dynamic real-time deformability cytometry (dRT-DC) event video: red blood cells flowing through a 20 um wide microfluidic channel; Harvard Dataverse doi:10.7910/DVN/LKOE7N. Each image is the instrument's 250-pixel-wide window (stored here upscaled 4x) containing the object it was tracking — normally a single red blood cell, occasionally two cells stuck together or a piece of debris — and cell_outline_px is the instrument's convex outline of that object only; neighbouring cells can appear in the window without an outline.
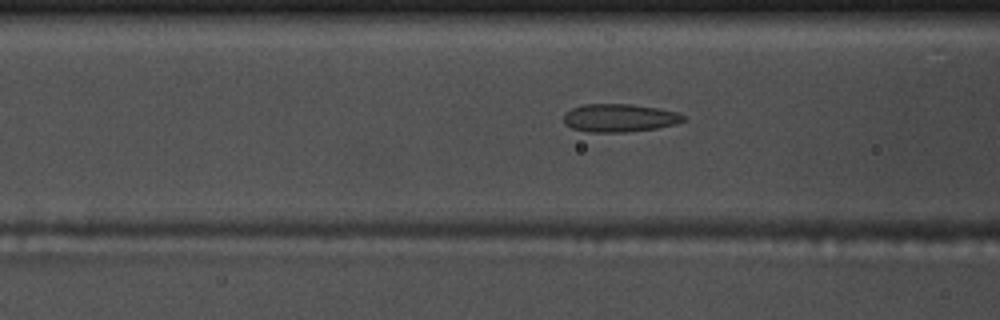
{"species": "common noctule bat (a hibernating species)", "species_latin": "Nyctalus noctula", "temperature_condition": "warm", "stored_images_in_passage": 37, "camera_frame_rate_fps": 3000, "um_per_image_px": 0.085, "animal": {"sex": "male", "body_mass_g": 17.5, "forearm_length_mm": 52.3}, "frame": {"image": 1, "passage_image": 4, "time_ms": 1.0, "image_size_px": [1000, 320], "cell_outline_px": [[684, 120], [676, 124], [656, 128], [628, 132], [588, 132], [572, 128], [564, 124], [564, 112], [572, 108], [584, 104], [632, 104], [656, 108], [676, 112], [684, 116]], "centroid_in_image_um": [52.61, 10.02], "position_along_channel_um": 114.0, "area_um2": 19.54}}
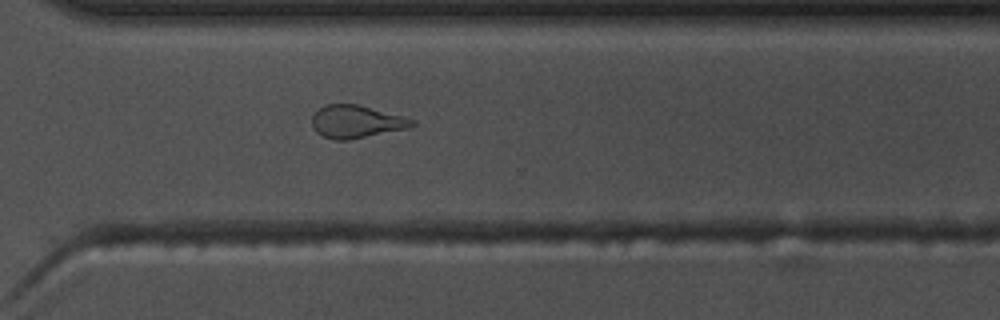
{"frame": {"image": 2, "passage_image": 22, "time_ms": 7.0, "image_size_px": [1000, 320], "cell_outline_px": [[416, 124], [404, 128], [348, 140], [332, 140], [316, 132], [312, 128], [312, 112], [324, 104], [356, 104], [404, 116], [416, 120]], "centroid_in_image_um": [30.21, 10.32], "position_along_channel_um": 340.4, "area_um2": 19.02}}
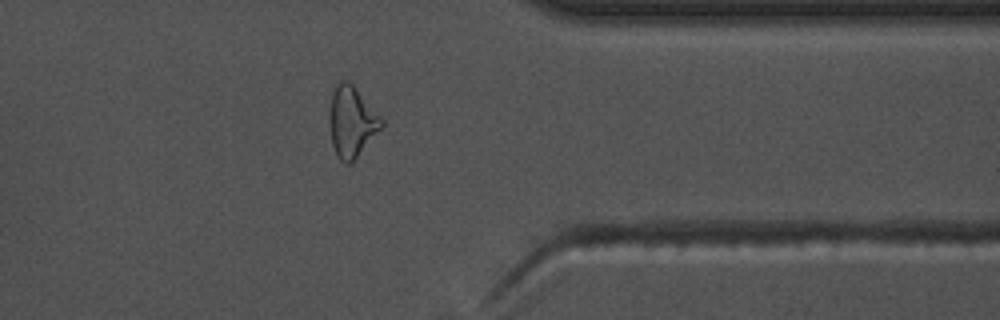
{"frame": {"image": 3, "passage_image": 26, "time_ms": 8.333, "image_size_px": [1000, 320], "cell_outline_px": [[384, 124], [352, 164], [344, 164], [340, 160], [332, 144], [328, 124], [328, 116], [332, 92], [336, 84], [340, 80], [348, 80], [352, 84], [384, 120]], "centroid_in_image_um": [29.86, 10.36], "position_along_channel_um": 381.5, "area_um2": 21.62}}